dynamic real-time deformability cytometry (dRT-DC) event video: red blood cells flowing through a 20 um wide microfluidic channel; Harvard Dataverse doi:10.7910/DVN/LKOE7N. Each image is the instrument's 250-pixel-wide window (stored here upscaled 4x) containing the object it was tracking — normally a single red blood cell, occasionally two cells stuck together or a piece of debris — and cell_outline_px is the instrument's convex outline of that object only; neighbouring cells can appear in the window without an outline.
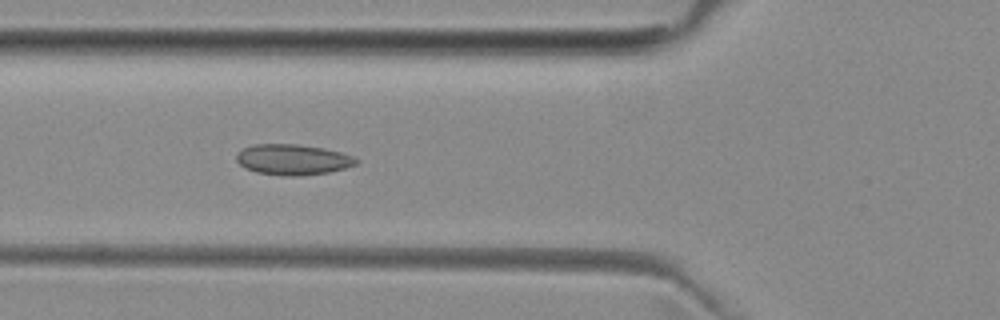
{"species": "common noctule bat (a hibernating species)", "species_latin": "Nyctalus noctula", "temperature_condition": "room temperature", "stored_images_in_passage": 5, "camera_frame_rate_fps": 3000, "um_per_image_px": 0.085, "animal": {"sex": "female", "body_mass_g": 29.2, "forearm_length_mm": 56.3}, "frame": {"image": 1, "passage_image": 5, "time_ms": 4.333, "image_size_px": [1000, 320], "cell_outline_px": [[360, 160], [356, 164], [344, 168], [328, 172], [300, 176], [284, 176], [256, 172], [244, 168], [236, 160], [236, 152], [244, 148], [256, 144], [296, 144], [324, 148], [340, 152], [352, 156]], "centroid_in_image_um": [24.86, 13.57], "position_along_channel_um": 100.9, "area_um2": 21.39}}